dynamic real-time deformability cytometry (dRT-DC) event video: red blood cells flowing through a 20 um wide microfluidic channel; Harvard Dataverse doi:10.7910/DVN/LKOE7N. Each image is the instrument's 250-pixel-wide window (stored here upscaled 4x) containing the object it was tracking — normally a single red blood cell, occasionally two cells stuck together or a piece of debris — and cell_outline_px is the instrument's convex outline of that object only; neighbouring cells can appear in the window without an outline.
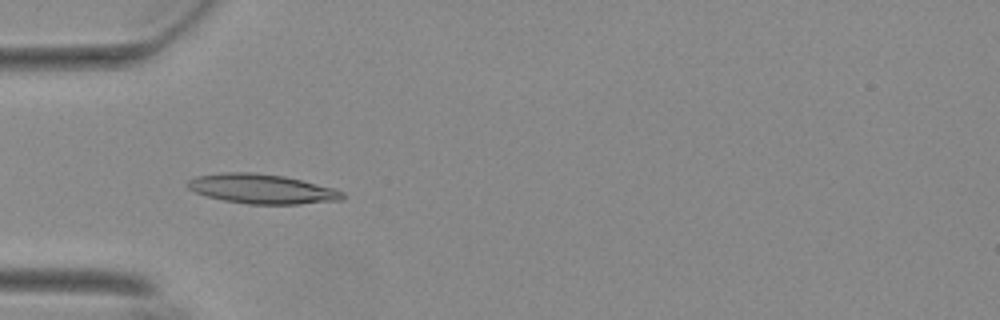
{"species": "Egyptian fruit bat (a non-hibernating species)", "species_latin": "Rousettus aegyptiacus", "temperature_condition": "warm", "stored_images_in_passage": 53, "camera_frame_rate_fps": 3000, "um_per_image_px": 0.085, "animal": {"sex": "female"}, "frame": {"image": 1, "passage_image": 15, "time_ms": 4.667, "image_size_px": [1000, 320], "cell_outline_px": [[344, 196], [340, 200], [300, 204], [248, 204], [224, 200], [204, 196], [188, 188], [188, 180], [196, 176], [220, 172], [256, 172], [284, 176], [332, 188], [344, 192]], "centroid_in_image_um": [22.22, 16.05], "position_along_channel_um": 62.8, "area_um2": 26.59}}
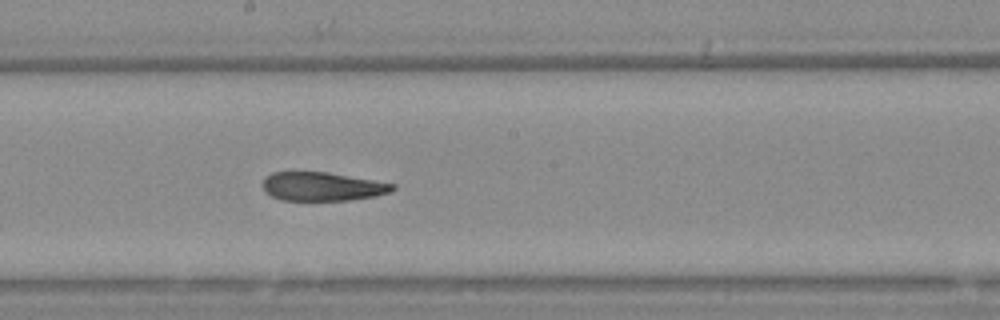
{"frame": {"image": 2, "passage_image": 28, "time_ms": 9.0, "image_size_px": [1000, 320], "cell_outline_px": [[396, 188], [388, 192], [376, 196], [348, 200], [280, 200], [264, 192], [264, 180], [272, 172], [328, 172], [396, 184]], "centroid_in_image_um": [27.41, 15.85], "position_along_channel_um": 220.8, "area_um2": 21.56}}
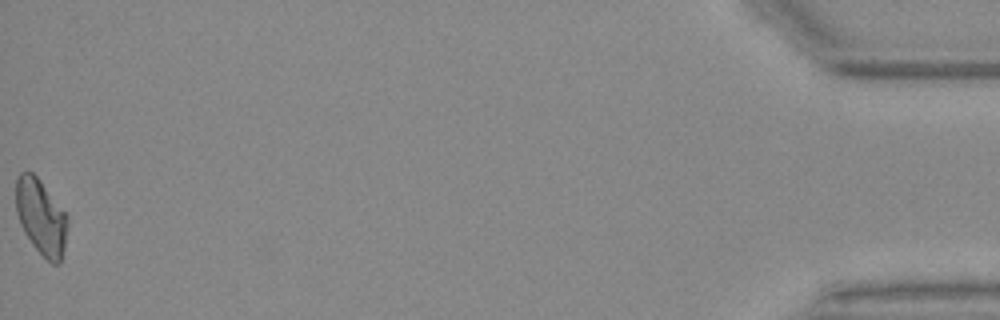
{"frame": {"image": 3, "passage_image": 53, "time_ms": 17.333, "image_size_px": [1000, 320], "cell_outline_px": [[68, 224], [64, 248], [60, 264], [52, 264], [32, 244], [24, 232], [20, 224], [16, 212], [16, 180], [20, 172], [32, 172], [40, 180], [68, 216]], "centroid_in_image_um": [3.49, 18.45], "position_along_channel_um": 431.7, "area_um2": 22.6}, "authors_computed_cell_mechanics": {"area_um2": 23.3512, "velocity_mm_per_s": 3.7027, "shape_relaxation_time_tau1_ms": null, "shape_relaxation_time_tau2_ms": 3.406, "deformation_change_tau1": null, "deformation_change_tau2": 0.1019}}